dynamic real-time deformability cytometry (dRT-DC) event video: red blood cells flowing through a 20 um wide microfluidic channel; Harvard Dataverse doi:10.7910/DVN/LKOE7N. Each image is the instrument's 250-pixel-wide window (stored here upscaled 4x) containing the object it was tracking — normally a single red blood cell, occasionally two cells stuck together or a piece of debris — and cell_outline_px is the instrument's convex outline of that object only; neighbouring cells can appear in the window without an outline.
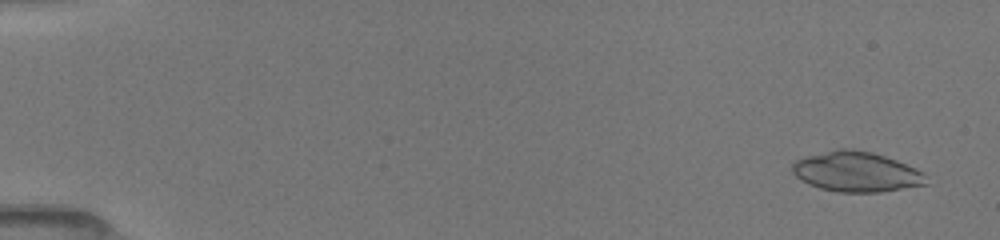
{"species": "common noctule bat (a hibernating species)", "species_latin": "Nyctalus noctula", "temperature_condition": "room temperature", "stored_images_in_passage": 50, "camera_frame_rate_fps": 3000, "um_per_image_px": 0.085, "animal": {"sex": "female", "body_mass_g": 19.5, "forearm_length_mm": 54.1}, "frame": {"image": 1, "passage_image": 1, "time_ms": 0.0, "image_size_px": [1000, 240], "cell_outline_px": [[932, 184], [880, 192], [836, 192], [820, 188], [808, 184], [800, 180], [792, 172], [792, 164], [796, 160], [808, 156], [840, 148], [852, 148], [872, 152], [896, 160], [916, 168], [924, 172]], "centroid_in_image_um": [72.85, 14.61], "position_along_channel_um": 12.2, "area_um2": 31.56}}